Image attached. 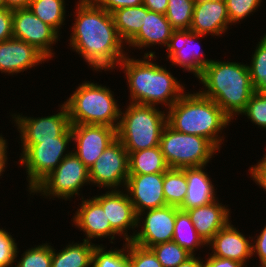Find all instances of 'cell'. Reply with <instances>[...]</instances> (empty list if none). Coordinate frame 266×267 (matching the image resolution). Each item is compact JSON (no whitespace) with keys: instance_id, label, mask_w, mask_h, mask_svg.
I'll return each instance as SVG.
<instances>
[{"instance_id":"cell-1","label":"cell","mask_w":266,"mask_h":267,"mask_svg":"<svg viewBox=\"0 0 266 267\" xmlns=\"http://www.w3.org/2000/svg\"><path fill=\"white\" fill-rule=\"evenodd\" d=\"M69 47L84 59L93 71H113L128 54L119 37L111 13L92 0H79L73 12ZM76 13V14H75Z\"/></svg>"},{"instance_id":"cell-2","label":"cell","mask_w":266,"mask_h":267,"mask_svg":"<svg viewBox=\"0 0 266 267\" xmlns=\"http://www.w3.org/2000/svg\"><path fill=\"white\" fill-rule=\"evenodd\" d=\"M143 56L142 59H136L127 54L118 64L126 75L129 102L161 107L165 105L167 110L185 93V84L178 81L166 66L153 62L156 59L154 51H146Z\"/></svg>"},{"instance_id":"cell-3","label":"cell","mask_w":266,"mask_h":267,"mask_svg":"<svg viewBox=\"0 0 266 267\" xmlns=\"http://www.w3.org/2000/svg\"><path fill=\"white\" fill-rule=\"evenodd\" d=\"M197 79L204 86L199 92L232 120L237 119L255 92L248 64L243 62L212 60Z\"/></svg>"},{"instance_id":"cell-4","label":"cell","mask_w":266,"mask_h":267,"mask_svg":"<svg viewBox=\"0 0 266 267\" xmlns=\"http://www.w3.org/2000/svg\"><path fill=\"white\" fill-rule=\"evenodd\" d=\"M167 124L178 132L210 140L219 150L222 131L232 119L210 98L198 92H185L168 110ZM222 135V136H221Z\"/></svg>"},{"instance_id":"cell-5","label":"cell","mask_w":266,"mask_h":267,"mask_svg":"<svg viewBox=\"0 0 266 267\" xmlns=\"http://www.w3.org/2000/svg\"><path fill=\"white\" fill-rule=\"evenodd\" d=\"M110 87L83 81L64 101L70 124L107 125L117 129L121 110Z\"/></svg>"},{"instance_id":"cell-6","label":"cell","mask_w":266,"mask_h":267,"mask_svg":"<svg viewBox=\"0 0 266 267\" xmlns=\"http://www.w3.org/2000/svg\"><path fill=\"white\" fill-rule=\"evenodd\" d=\"M126 107L120 114L117 138L127 152L159 146L162 131L167 124L166 110L137 103H129Z\"/></svg>"},{"instance_id":"cell-7","label":"cell","mask_w":266,"mask_h":267,"mask_svg":"<svg viewBox=\"0 0 266 267\" xmlns=\"http://www.w3.org/2000/svg\"><path fill=\"white\" fill-rule=\"evenodd\" d=\"M20 141L22 153L18 162L25 168L30 194L72 152L69 150L73 142L71 125L54 140Z\"/></svg>"},{"instance_id":"cell-8","label":"cell","mask_w":266,"mask_h":267,"mask_svg":"<svg viewBox=\"0 0 266 267\" xmlns=\"http://www.w3.org/2000/svg\"><path fill=\"white\" fill-rule=\"evenodd\" d=\"M159 147L169 168H187L208 165L220 151L210 140L164 127ZM212 158V159H211Z\"/></svg>"},{"instance_id":"cell-9","label":"cell","mask_w":266,"mask_h":267,"mask_svg":"<svg viewBox=\"0 0 266 267\" xmlns=\"http://www.w3.org/2000/svg\"><path fill=\"white\" fill-rule=\"evenodd\" d=\"M90 185L89 169L71 152L61 163L30 193L45 198L69 201L79 196L83 186ZM82 195V196H81ZM51 196V197H50Z\"/></svg>"},{"instance_id":"cell-10","label":"cell","mask_w":266,"mask_h":267,"mask_svg":"<svg viewBox=\"0 0 266 267\" xmlns=\"http://www.w3.org/2000/svg\"><path fill=\"white\" fill-rule=\"evenodd\" d=\"M129 176L128 152L117 138L89 169L91 185L110 190L125 189Z\"/></svg>"},{"instance_id":"cell-11","label":"cell","mask_w":266,"mask_h":267,"mask_svg":"<svg viewBox=\"0 0 266 267\" xmlns=\"http://www.w3.org/2000/svg\"><path fill=\"white\" fill-rule=\"evenodd\" d=\"M178 210V207L166 205L139 213L137 230L131 242L150 248L159 243L172 241Z\"/></svg>"},{"instance_id":"cell-12","label":"cell","mask_w":266,"mask_h":267,"mask_svg":"<svg viewBox=\"0 0 266 267\" xmlns=\"http://www.w3.org/2000/svg\"><path fill=\"white\" fill-rule=\"evenodd\" d=\"M206 37L192 30H174L167 47V57L171 65L182 67L183 71L198 78L203 69L212 61L201 51L199 39ZM194 47V48H193Z\"/></svg>"},{"instance_id":"cell-13","label":"cell","mask_w":266,"mask_h":267,"mask_svg":"<svg viewBox=\"0 0 266 267\" xmlns=\"http://www.w3.org/2000/svg\"><path fill=\"white\" fill-rule=\"evenodd\" d=\"M59 36L29 8L13 10V38L35 46L50 60L55 56L53 45L60 41Z\"/></svg>"},{"instance_id":"cell-14","label":"cell","mask_w":266,"mask_h":267,"mask_svg":"<svg viewBox=\"0 0 266 267\" xmlns=\"http://www.w3.org/2000/svg\"><path fill=\"white\" fill-rule=\"evenodd\" d=\"M72 152L90 169L104 150L117 139V129L107 125L71 124ZM76 148V149H75Z\"/></svg>"},{"instance_id":"cell-15","label":"cell","mask_w":266,"mask_h":267,"mask_svg":"<svg viewBox=\"0 0 266 267\" xmlns=\"http://www.w3.org/2000/svg\"><path fill=\"white\" fill-rule=\"evenodd\" d=\"M59 107L58 113L41 118L10 114L19 132V140H54L59 137L71 125L65 103Z\"/></svg>"},{"instance_id":"cell-16","label":"cell","mask_w":266,"mask_h":267,"mask_svg":"<svg viewBox=\"0 0 266 267\" xmlns=\"http://www.w3.org/2000/svg\"><path fill=\"white\" fill-rule=\"evenodd\" d=\"M106 213L111 227L125 240L131 241L136 233L137 214L125 190H108L93 196ZM133 231L132 235L128 232ZM130 234V235H128Z\"/></svg>"},{"instance_id":"cell-17","label":"cell","mask_w":266,"mask_h":267,"mask_svg":"<svg viewBox=\"0 0 266 267\" xmlns=\"http://www.w3.org/2000/svg\"><path fill=\"white\" fill-rule=\"evenodd\" d=\"M124 190L137 215L167 205L163 192V173L129 174Z\"/></svg>"},{"instance_id":"cell-18","label":"cell","mask_w":266,"mask_h":267,"mask_svg":"<svg viewBox=\"0 0 266 267\" xmlns=\"http://www.w3.org/2000/svg\"><path fill=\"white\" fill-rule=\"evenodd\" d=\"M73 218L75 228L83 231L86 236L84 240L92 242V240L109 238L110 243H114L115 237L122 238L110 225L107 220L106 213L103 211L102 205L92 196L89 199L82 197Z\"/></svg>"},{"instance_id":"cell-19","label":"cell","mask_w":266,"mask_h":267,"mask_svg":"<svg viewBox=\"0 0 266 267\" xmlns=\"http://www.w3.org/2000/svg\"><path fill=\"white\" fill-rule=\"evenodd\" d=\"M45 61L49 59L25 41L11 38L0 42V72L5 75H17Z\"/></svg>"},{"instance_id":"cell-20","label":"cell","mask_w":266,"mask_h":267,"mask_svg":"<svg viewBox=\"0 0 266 267\" xmlns=\"http://www.w3.org/2000/svg\"><path fill=\"white\" fill-rule=\"evenodd\" d=\"M230 221L224 228L220 229L207 243L212 249L211 254L219 258H227L234 261L248 264L252 259V236L249 238L240 232ZM211 246V247H210Z\"/></svg>"},{"instance_id":"cell-21","label":"cell","mask_w":266,"mask_h":267,"mask_svg":"<svg viewBox=\"0 0 266 267\" xmlns=\"http://www.w3.org/2000/svg\"><path fill=\"white\" fill-rule=\"evenodd\" d=\"M225 0L195 3L190 30L199 35L221 36L229 29Z\"/></svg>"},{"instance_id":"cell-22","label":"cell","mask_w":266,"mask_h":267,"mask_svg":"<svg viewBox=\"0 0 266 267\" xmlns=\"http://www.w3.org/2000/svg\"><path fill=\"white\" fill-rule=\"evenodd\" d=\"M174 29L166 18V15L149 11L144 6V22L140 31L126 44L128 49H146L155 45L166 46L172 36Z\"/></svg>"},{"instance_id":"cell-23","label":"cell","mask_w":266,"mask_h":267,"mask_svg":"<svg viewBox=\"0 0 266 267\" xmlns=\"http://www.w3.org/2000/svg\"><path fill=\"white\" fill-rule=\"evenodd\" d=\"M230 208L218 199L212 203L187 210L198 235L207 244L231 220Z\"/></svg>"},{"instance_id":"cell-24","label":"cell","mask_w":266,"mask_h":267,"mask_svg":"<svg viewBox=\"0 0 266 267\" xmlns=\"http://www.w3.org/2000/svg\"><path fill=\"white\" fill-rule=\"evenodd\" d=\"M207 165L199 167L184 168L187 180V194L183 203L178 207L180 210H190L203 206L219 199L216 197L214 183L211 181L208 172H205Z\"/></svg>"},{"instance_id":"cell-25","label":"cell","mask_w":266,"mask_h":267,"mask_svg":"<svg viewBox=\"0 0 266 267\" xmlns=\"http://www.w3.org/2000/svg\"><path fill=\"white\" fill-rule=\"evenodd\" d=\"M72 241L56 252L52 247L51 267H92L93 253L97 244L82 240Z\"/></svg>"},{"instance_id":"cell-26","label":"cell","mask_w":266,"mask_h":267,"mask_svg":"<svg viewBox=\"0 0 266 267\" xmlns=\"http://www.w3.org/2000/svg\"><path fill=\"white\" fill-rule=\"evenodd\" d=\"M129 174L164 173L169 166L159 146L128 152Z\"/></svg>"},{"instance_id":"cell-27","label":"cell","mask_w":266,"mask_h":267,"mask_svg":"<svg viewBox=\"0 0 266 267\" xmlns=\"http://www.w3.org/2000/svg\"><path fill=\"white\" fill-rule=\"evenodd\" d=\"M172 240L192 256L196 255L195 251L207 246L203 239L198 235L188 212L180 209L176 213Z\"/></svg>"},{"instance_id":"cell-28","label":"cell","mask_w":266,"mask_h":267,"mask_svg":"<svg viewBox=\"0 0 266 267\" xmlns=\"http://www.w3.org/2000/svg\"><path fill=\"white\" fill-rule=\"evenodd\" d=\"M119 37L127 44L139 31L144 22V5L119 8L112 13Z\"/></svg>"},{"instance_id":"cell-29","label":"cell","mask_w":266,"mask_h":267,"mask_svg":"<svg viewBox=\"0 0 266 267\" xmlns=\"http://www.w3.org/2000/svg\"><path fill=\"white\" fill-rule=\"evenodd\" d=\"M65 0H31L28 8L59 35L66 21Z\"/></svg>"},{"instance_id":"cell-30","label":"cell","mask_w":266,"mask_h":267,"mask_svg":"<svg viewBox=\"0 0 266 267\" xmlns=\"http://www.w3.org/2000/svg\"><path fill=\"white\" fill-rule=\"evenodd\" d=\"M163 192L166 204L179 207L187 194L184 168H169L163 173Z\"/></svg>"},{"instance_id":"cell-31","label":"cell","mask_w":266,"mask_h":267,"mask_svg":"<svg viewBox=\"0 0 266 267\" xmlns=\"http://www.w3.org/2000/svg\"><path fill=\"white\" fill-rule=\"evenodd\" d=\"M259 40L248 68L255 92L266 93V35Z\"/></svg>"},{"instance_id":"cell-32","label":"cell","mask_w":266,"mask_h":267,"mask_svg":"<svg viewBox=\"0 0 266 267\" xmlns=\"http://www.w3.org/2000/svg\"><path fill=\"white\" fill-rule=\"evenodd\" d=\"M194 6L193 0H168L165 15L174 30L190 29Z\"/></svg>"},{"instance_id":"cell-33","label":"cell","mask_w":266,"mask_h":267,"mask_svg":"<svg viewBox=\"0 0 266 267\" xmlns=\"http://www.w3.org/2000/svg\"><path fill=\"white\" fill-rule=\"evenodd\" d=\"M97 244L93 253L92 267H129L128 242L123 243V248H109ZM106 249V250H105Z\"/></svg>"},{"instance_id":"cell-34","label":"cell","mask_w":266,"mask_h":267,"mask_svg":"<svg viewBox=\"0 0 266 267\" xmlns=\"http://www.w3.org/2000/svg\"><path fill=\"white\" fill-rule=\"evenodd\" d=\"M51 243H42L26 249L21 258L17 261L19 248L17 246L15 253L14 267H51L52 264V246Z\"/></svg>"},{"instance_id":"cell-35","label":"cell","mask_w":266,"mask_h":267,"mask_svg":"<svg viewBox=\"0 0 266 267\" xmlns=\"http://www.w3.org/2000/svg\"><path fill=\"white\" fill-rule=\"evenodd\" d=\"M150 249L163 267H177L192 256L173 240L156 244Z\"/></svg>"},{"instance_id":"cell-36","label":"cell","mask_w":266,"mask_h":267,"mask_svg":"<svg viewBox=\"0 0 266 267\" xmlns=\"http://www.w3.org/2000/svg\"><path fill=\"white\" fill-rule=\"evenodd\" d=\"M239 115L247 116L253 125L266 129V93L254 92Z\"/></svg>"},{"instance_id":"cell-37","label":"cell","mask_w":266,"mask_h":267,"mask_svg":"<svg viewBox=\"0 0 266 267\" xmlns=\"http://www.w3.org/2000/svg\"><path fill=\"white\" fill-rule=\"evenodd\" d=\"M231 26L242 22L262 6V0H225ZM253 12V13H252Z\"/></svg>"},{"instance_id":"cell-38","label":"cell","mask_w":266,"mask_h":267,"mask_svg":"<svg viewBox=\"0 0 266 267\" xmlns=\"http://www.w3.org/2000/svg\"><path fill=\"white\" fill-rule=\"evenodd\" d=\"M129 267H163L150 248L128 241Z\"/></svg>"},{"instance_id":"cell-39","label":"cell","mask_w":266,"mask_h":267,"mask_svg":"<svg viewBox=\"0 0 266 267\" xmlns=\"http://www.w3.org/2000/svg\"><path fill=\"white\" fill-rule=\"evenodd\" d=\"M17 244L6 228H0V267L14 266Z\"/></svg>"},{"instance_id":"cell-40","label":"cell","mask_w":266,"mask_h":267,"mask_svg":"<svg viewBox=\"0 0 266 267\" xmlns=\"http://www.w3.org/2000/svg\"><path fill=\"white\" fill-rule=\"evenodd\" d=\"M13 38V10H0V42Z\"/></svg>"},{"instance_id":"cell-41","label":"cell","mask_w":266,"mask_h":267,"mask_svg":"<svg viewBox=\"0 0 266 267\" xmlns=\"http://www.w3.org/2000/svg\"><path fill=\"white\" fill-rule=\"evenodd\" d=\"M248 170L251 180L266 192V153L257 164L250 166Z\"/></svg>"},{"instance_id":"cell-42","label":"cell","mask_w":266,"mask_h":267,"mask_svg":"<svg viewBox=\"0 0 266 267\" xmlns=\"http://www.w3.org/2000/svg\"><path fill=\"white\" fill-rule=\"evenodd\" d=\"M256 238V239H255ZM252 256L259 257V264H266V224L259 235L252 237Z\"/></svg>"},{"instance_id":"cell-43","label":"cell","mask_w":266,"mask_h":267,"mask_svg":"<svg viewBox=\"0 0 266 267\" xmlns=\"http://www.w3.org/2000/svg\"><path fill=\"white\" fill-rule=\"evenodd\" d=\"M97 6L102 7L107 12L112 13L116 9L125 7H135L143 4V0H92Z\"/></svg>"},{"instance_id":"cell-44","label":"cell","mask_w":266,"mask_h":267,"mask_svg":"<svg viewBox=\"0 0 266 267\" xmlns=\"http://www.w3.org/2000/svg\"><path fill=\"white\" fill-rule=\"evenodd\" d=\"M204 267H244L243 263L227 258H219L211 254L208 255L206 261L204 259Z\"/></svg>"},{"instance_id":"cell-45","label":"cell","mask_w":266,"mask_h":267,"mask_svg":"<svg viewBox=\"0 0 266 267\" xmlns=\"http://www.w3.org/2000/svg\"><path fill=\"white\" fill-rule=\"evenodd\" d=\"M143 5L149 10L157 13H166L168 0H143Z\"/></svg>"},{"instance_id":"cell-46","label":"cell","mask_w":266,"mask_h":267,"mask_svg":"<svg viewBox=\"0 0 266 267\" xmlns=\"http://www.w3.org/2000/svg\"><path fill=\"white\" fill-rule=\"evenodd\" d=\"M31 0H5L6 8L8 9H22L28 8Z\"/></svg>"},{"instance_id":"cell-47","label":"cell","mask_w":266,"mask_h":267,"mask_svg":"<svg viewBox=\"0 0 266 267\" xmlns=\"http://www.w3.org/2000/svg\"><path fill=\"white\" fill-rule=\"evenodd\" d=\"M177 267H204V260H202L200 256H191Z\"/></svg>"},{"instance_id":"cell-48","label":"cell","mask_w":266,"mask_h":267,"mask_svg":"<svg viewBox=\"0 0 266 267\" xmlns=\"http://www.w3.org/2000/svg\"><path fill=\"white\" fill-rule=\"evenodd\" d=\"M2 133H0V159H8L7 155L8 151V141L5 137H3Z\"/></svg>"},{"instance_id":"cell-49","label":"cell","mask_w":266,"mask_h":267,"mask_svg":"<svg viewBox=\"0 0 266 267\" xmlns=\"http://www.w3.org/2000/svg\"><path fill=\"white\" fill-rule=\"evenodd\" d=\"M8 159H0V176L2 175V174H4L3 172H5V169L7 168V161Z\"/></svg>"},{"instance_id":"cell-50","label":"cell","mask_w":266,"mask_h":267,"mask_svg":"<svg viewBox=\"0 0 266 267\" xmlns=\"http://www.w3.org/2000/svg\"><path fill=\"white\" fill-rule=\"evenodd\" d=\"M6 8L5 0H0V10Z\"/></svg>"},{"instance_id":"cell-51","label":"cell","mask_w":266,"mask_h":267,"mask_svg":"<svg viewBox=\"0 0 266 267\" xmlns=\"http://www.w3.org/2000/svg\"><path fill=\"white\" fill-rule=\"evenodd\" d=\"M195 3H201L205 1H215V0H193Z\"/></svg>"},{"instance_id":"cell-52","label":"cell","mask_w":266,"mask_h":267,"mask_svg":"<svg viewBox=\"0 0 266 267\" xmlns=\"http://www.w3.org/2000/svg\"><path fill=\"white\" fill-rule=\"evenodd\" d=\"M260 265V266H259ZM258 267H266V264H259ZM247 265H245L244 267H246Z\"/></svg>"}]
</instances>
